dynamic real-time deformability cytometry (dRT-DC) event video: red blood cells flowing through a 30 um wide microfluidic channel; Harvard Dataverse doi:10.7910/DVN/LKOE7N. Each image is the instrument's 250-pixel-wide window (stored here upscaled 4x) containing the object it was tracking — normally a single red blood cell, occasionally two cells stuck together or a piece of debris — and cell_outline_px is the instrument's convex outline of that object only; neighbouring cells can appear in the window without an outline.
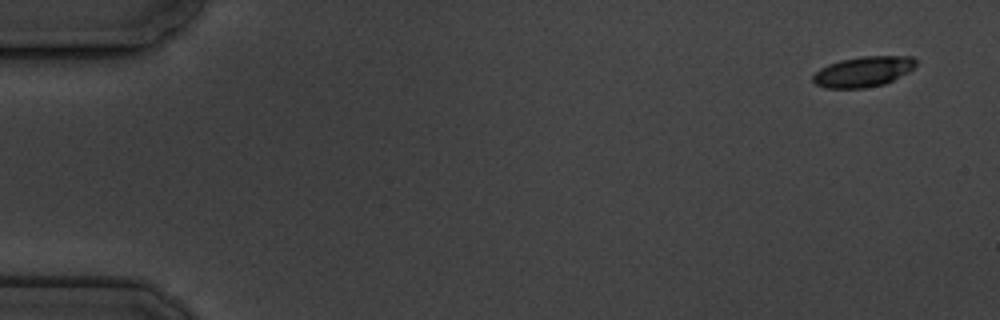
{"species": "common noctule bat (a hibernating species)", "species_latin": "Nyctalus noctula", "temperature_condition": "cold", "stored_images_in_passage": 7, "camera_frame_rate_fps": 3000, "um_per_image_px": 0.085, "animal": {"sex": "male", "body_mass_g": 19.5, "forearm_length_mm": 54.6}, "frame": {"image": 1, "passage_image": 1, "time_ms": 0.0, "image_size_px": [1000, 320], "cell_outline_px": [[916, 64], [908, 72], [884, 84], [864, 88], [824, 88], [816, 84], [812, 80], [812, 76], [820, 68], [828, 64], [840, 60], [860, 56], [912, 56], [916, 60]], "centroid_in_image_um": [73.35, 6.08], "position_along_channel_um": 11.7, "area_um2": 18.21}}
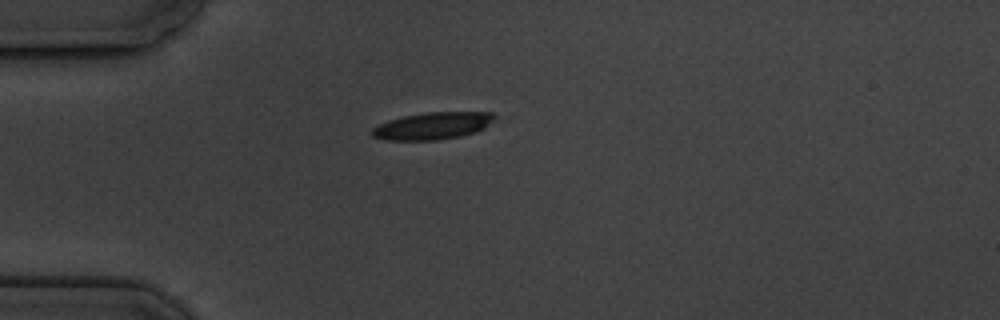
{"frame": {"image": 2, "passage_image": 5, "time_ms": 4.333, "image_size_px": [1000, 320], "cell_outline_px": [[496, 116], [484, 128], [476, 132], [460, 136], [436, 140], [384, 140], [372, 136], [372, 128], [388, 120], [404, 116], [428, 112], [492, 112]], "centroid_in_image_um": [36.76, 10.7], "position_along_channel_um": 48.2, "area_um2": 19.25}}